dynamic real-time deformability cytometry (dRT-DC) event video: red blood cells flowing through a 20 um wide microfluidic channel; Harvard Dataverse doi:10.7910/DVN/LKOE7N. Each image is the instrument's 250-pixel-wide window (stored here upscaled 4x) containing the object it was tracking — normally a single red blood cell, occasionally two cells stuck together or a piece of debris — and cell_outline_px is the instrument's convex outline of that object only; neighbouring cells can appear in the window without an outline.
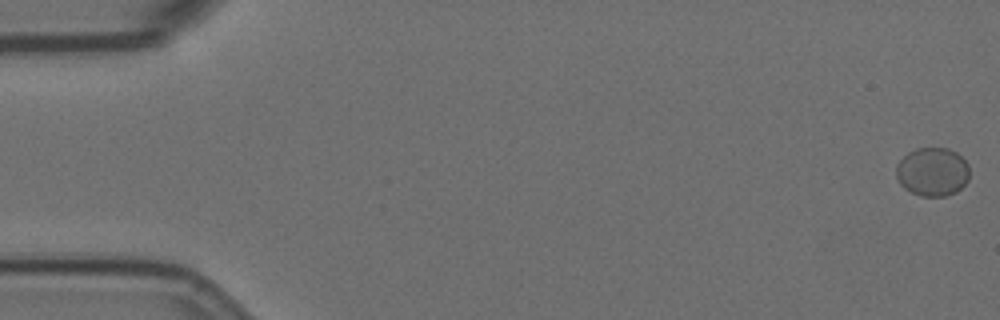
{"species": "Egyptian fruit bat (a non-hibernating species)", "species_latin": "Rousettus aegyptiacus", "temperature_condition": "room temperature", "stored_images_in_passage": 58, "camera_frame_rate_fps": 3000, "um_per_image_px": 0.085, "animal": {"sex": "female"}, "frame": {"image": 1, "passage_image": 1, "time_ms": 0.0, "image_size_px": [1000, 320], "cell_outline_px": [[968, 180], [956, 192], [944, 196], [920, 196], [904, 188], [900, 184], [896, 176], [896, 164], [908, 152], [916, 148], [948, 148], [956, 152], [968, 164]], "centroid_in_image_um": [79.24, 14.6], "position_along_channel_um": 5.8, "area_um2": 20.75}}
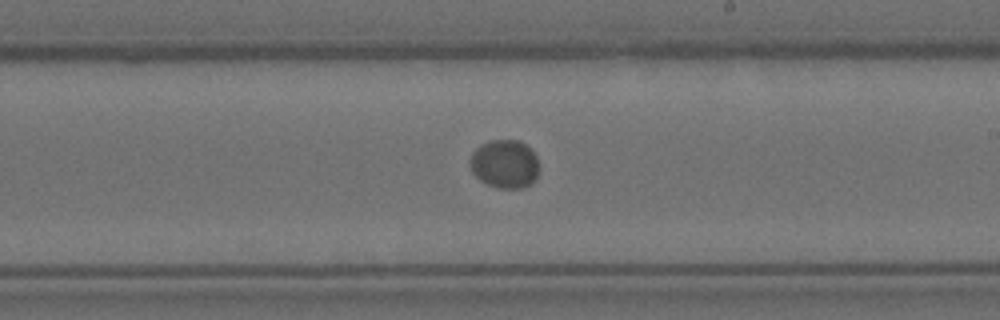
{"frame": {"image": 2, "passage_image": 34, "time_ms": 11.0, "image_size_px": [1000, 320], "cell_outline_px": [[536, 176], [532, 184], [520, 188], [496, 188], [480, 180], [472, 172], [468, 160], [472, 152], [480, 144], [488, 140], [520, 140], [532, 148], [536, 156]], "centroid_in_image_um": [42.86, 13.91], "position_along_channel_um": 246.1, "area_um2": 19.65}}
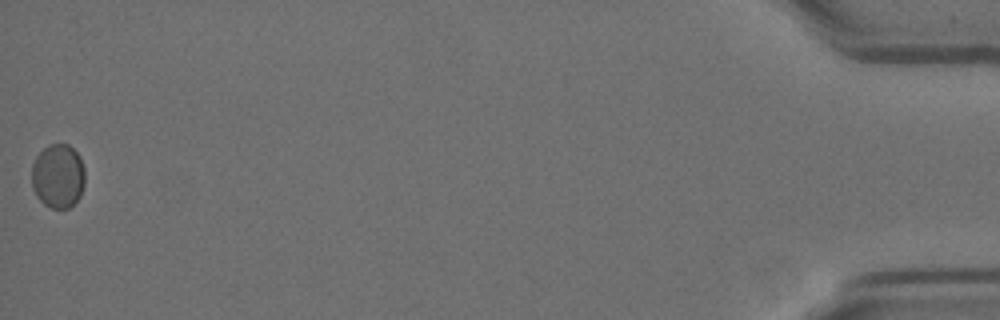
{"frame": {"image": 3, "passage_image": 58, "time_ms": 19.0, "image_size_px": [1000, 320], "cell_outline_px": [[84, 184], [80, 196], [68, 208], [52, 208], [44, 204], [36, 196], [32, 188], [32, 164], [36, 156], [48, 144], [68, 144], [80, 156], [84, 168]], "centroid_in_image_um": [4.92, 14.95], "position_along_channel_um": 430.3, "area_um2": 19.94}}